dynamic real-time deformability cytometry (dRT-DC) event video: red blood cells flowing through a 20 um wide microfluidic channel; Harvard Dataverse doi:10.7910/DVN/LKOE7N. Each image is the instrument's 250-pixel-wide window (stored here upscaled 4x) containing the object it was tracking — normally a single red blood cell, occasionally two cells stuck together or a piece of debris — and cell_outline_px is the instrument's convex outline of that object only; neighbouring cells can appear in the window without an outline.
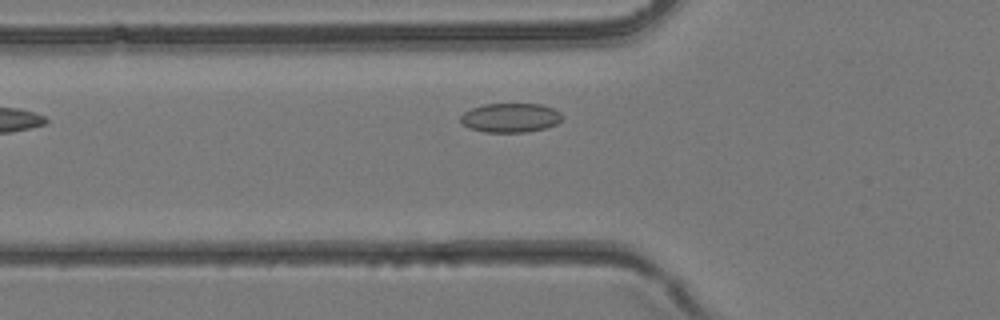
{"species": "common noctule bat (a hibernating species)", "species_latin": "Nyctalus noctula", "temperature_condition": "room temperature", "stored_images_in_passage": 2, "camera_frame_rate_fps": 3000, "um_per_image_px": 0.085, "animal": {"sex": "female", "body_mass_g": 24.6, "forearm_length_mm": 56.2}, "frame": {"image": 1, "passage_image": 2, "time_ms": 0.333, "image_size_px": [1000, 320], "cell_outline_px": [[564, 116], [556, 124], [544, 128], [528, 132], [484, 132], [468, 128], [460, 120], [460, 116], [464, 112], [472, 108], [484, 104], [540, 104], [552, 108], [560, 112]], "centroid_in_image_um": [43.38, 10.01], "position_along_channel_um": 82.4, "area_um2": 17.28}}